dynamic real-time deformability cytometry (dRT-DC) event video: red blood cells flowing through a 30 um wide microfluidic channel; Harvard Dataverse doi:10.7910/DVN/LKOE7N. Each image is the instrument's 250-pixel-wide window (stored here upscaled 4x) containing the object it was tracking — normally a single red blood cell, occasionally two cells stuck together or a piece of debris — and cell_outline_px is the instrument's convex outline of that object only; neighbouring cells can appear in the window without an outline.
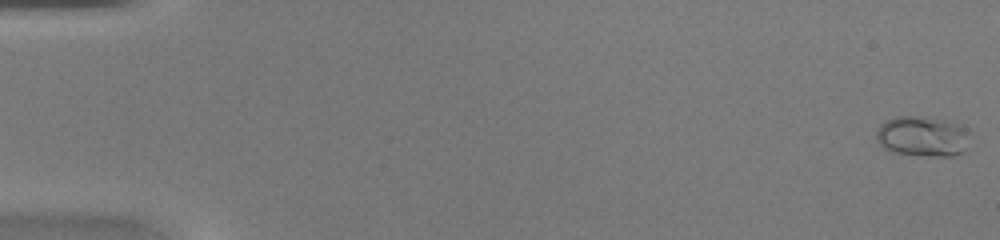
{"species": "common noctule bat (a hibernating species)", "species_latin": "Nyctalus noctula", "temperature_condition": "warm", "stored_images_in_passage": 45, "camera_frame_rate_fps": 3000, "um_per_image_px": 0.085, "animal": {"sex": "female", "body_mass_g": 20.0, "forearm_length_mm": 54.0}, "frame": {"image": 1, "passage_image": 1, "time_ms": 0.0, "image_size_px": [1000, 240], "cell_outline_px": [[964, 148], [960, 152], [952, 156], [928, 156], [892, 152], [884, 148], [876, 140], [876, 132], [888, 120], [896, 116], [924, 116], [944, 120], [956, 124], [964, 128]], "centroid_in_image_um": [78.32, 11.59], "position_along_channel_um": 6.7, "area_um2": 21.21}}
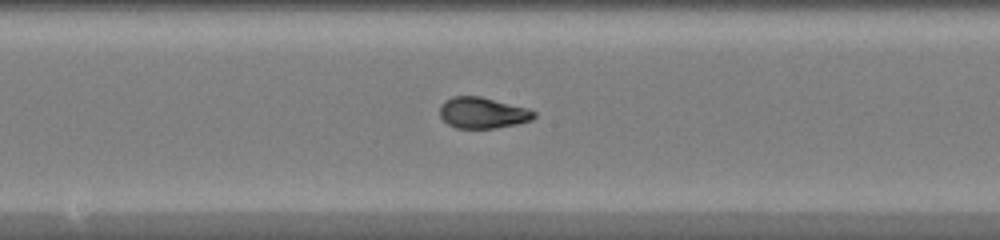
{"frame": {"image": 2, "passage_image": 25, "time_ms": 8.0, "image_size_px": [1000, 240], "cell_outline_px": [[536, 116], [532, 120], [516, 124], [492, 128], [456, 128], [448, 124], [440, 116], [440, 104], [444, 100], [452, 96], [480, 96], [528, 108], [536, 112]], "centroid_in_image_um": [41.01, 9.58], "position_along_channel_um": 207.2, "area_um2": 17.11}}
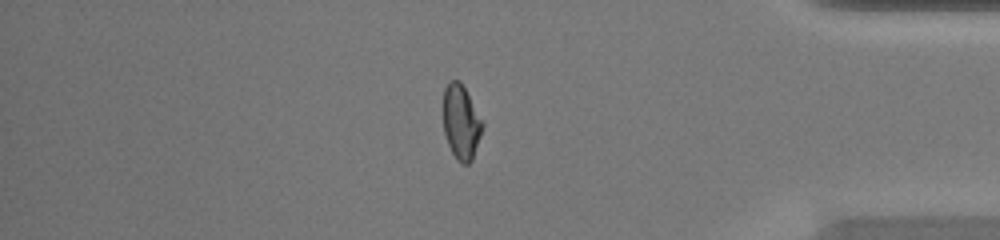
{"frame": {"image": 3, "passage_image": 39, "time_ms": 12.667, "image_size_px": [1000, 240], "cell_outline_px": [[484, 128], [472, 160], [468, 164], [464, 164], [456, 160], [448, 144], [444, 132], [440, 108], [444, 88], [452, 80], [460, 80], [484, 124]], "centroid_in_image_um": [39.15, 10.37], "position_along_channel_um": 396.0, "area_um2": 17.51}}